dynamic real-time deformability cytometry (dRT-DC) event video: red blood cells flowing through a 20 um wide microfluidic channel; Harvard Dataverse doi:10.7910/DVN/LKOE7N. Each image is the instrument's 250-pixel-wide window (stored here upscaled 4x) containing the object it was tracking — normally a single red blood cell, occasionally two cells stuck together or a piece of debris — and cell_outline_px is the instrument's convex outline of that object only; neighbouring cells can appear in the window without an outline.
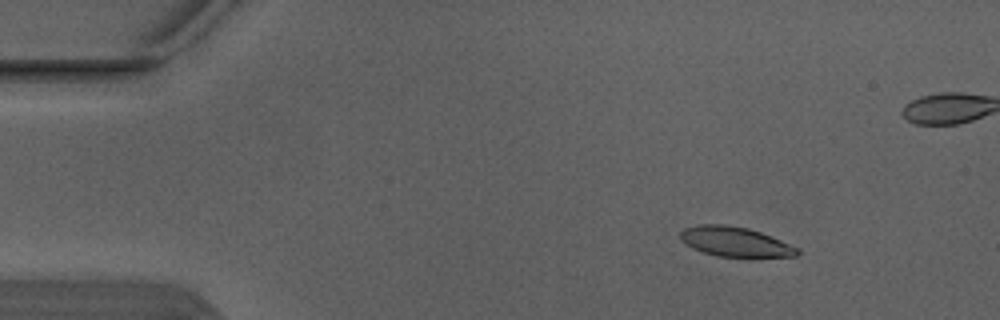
{"species": "Egyptian fruit bat (a non-hibernating species)", "species_latin": "Rousettus aegyptiacus", "temperature_condition": "warm", "stored_images_in_passage": 5, "camera_frame_rate_fps": 3000, "um_per_image_px": 0.085, "animal": {"sex": "male"}, "frame": {"image": 1, "passage_image": 2, "time_ms": 0.333, "image_size_px": [1000, 320], "cell_outline_px": [[800, 252], [796, 256], [752, 260], [716, 256], [692, 248], [684, 244], [680, 240], [680, 232], [684, 228], [696, 224], [724, 224], [748, 228], [772, 236], [800, 248]], "centroid_in_image_um": [62.55, 20.6], "position_along_channel_um": 22.5, "area_um2": 21.44}}